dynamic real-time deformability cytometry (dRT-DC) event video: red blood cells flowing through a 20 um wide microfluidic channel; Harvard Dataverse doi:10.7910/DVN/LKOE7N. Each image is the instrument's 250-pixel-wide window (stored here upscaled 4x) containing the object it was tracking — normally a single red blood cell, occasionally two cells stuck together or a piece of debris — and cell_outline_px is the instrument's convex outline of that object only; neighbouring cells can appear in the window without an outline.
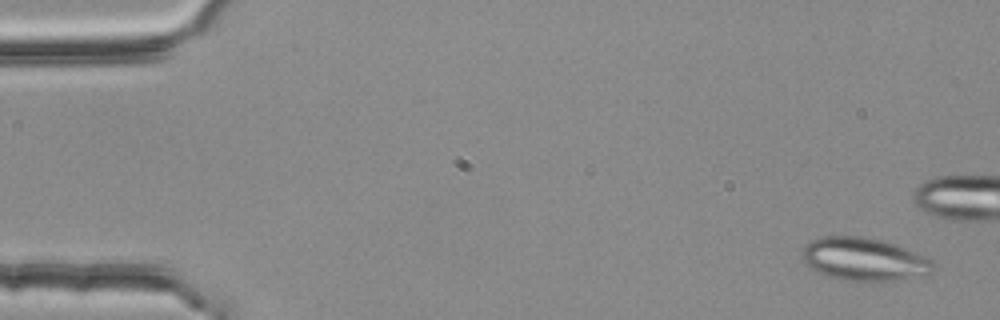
{"species": "common noctule bat (a hibernating species)", "species_latin": "Nyctalus noctula", "temperature_condition": "room temperature", "stored_images_in_passage": 5, "camera_frame_rate_fps": 3000, "um_per_image_px": 0.085, "animal": {"sex": "female", "body_mass_g": 25.1}, "frame": {"image": 1, "passage_image": 1, "time_ms": 0.0, "image_size_px": [1000, 320], "cell_outline_px": [[936, 268], [932, 272], [908, 280], [840, 280], [828, 276], [804, 264], [800, 256], [800, 252], [804, 244], [812, 240], [824, 236], [864, 236], [884, 240], [908, 248], [928, 256], [936, 264]], "centroid_in_image_um": [73.48, 22.02], "position_along_channel_um": 11.5, "area_um2": 33.52}}